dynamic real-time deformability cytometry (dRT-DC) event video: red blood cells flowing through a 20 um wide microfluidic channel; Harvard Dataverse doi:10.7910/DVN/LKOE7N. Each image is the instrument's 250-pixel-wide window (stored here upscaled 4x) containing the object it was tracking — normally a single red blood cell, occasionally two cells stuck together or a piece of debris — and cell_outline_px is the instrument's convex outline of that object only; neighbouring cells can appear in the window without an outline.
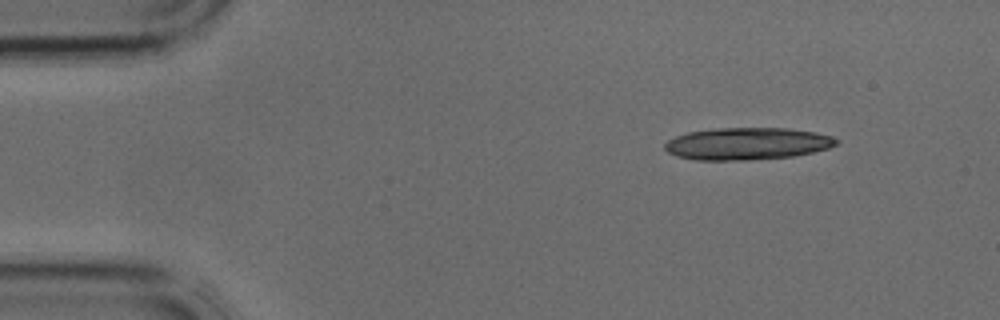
{"species": "common noctule bat (a hibernating species)", "species_latin": "Nyctalus noctula", "temperature_condition": "cold", "stored_images_in_passage": 3, "camera_frame_rate_fps": 3000, "um_per_image_px": 0.085, "animal": {"sex": "male", "body_mass_g": 17.9, "forearm_length_mm": 54.2}, "frame": {"image": 1, "passage_image": 1, "time_ms": 0.0, "image_size_px": [1000, 320], "cell_outline_px": [[840, 144], [828, 148], [812, 152], [792, 156], [748, 160], [692, 160], [676, 156], [668, 152], [664, 148], [664, 144], [668, 140], [676, 136], [688, 132], [712, 128], [788, 128], [816, 132], [832, 136], [840, 140]], "centroid_in_image_um": [63.52, 12.21], "position_along_channel_um": 21.5, "area_um2": 32.43}}